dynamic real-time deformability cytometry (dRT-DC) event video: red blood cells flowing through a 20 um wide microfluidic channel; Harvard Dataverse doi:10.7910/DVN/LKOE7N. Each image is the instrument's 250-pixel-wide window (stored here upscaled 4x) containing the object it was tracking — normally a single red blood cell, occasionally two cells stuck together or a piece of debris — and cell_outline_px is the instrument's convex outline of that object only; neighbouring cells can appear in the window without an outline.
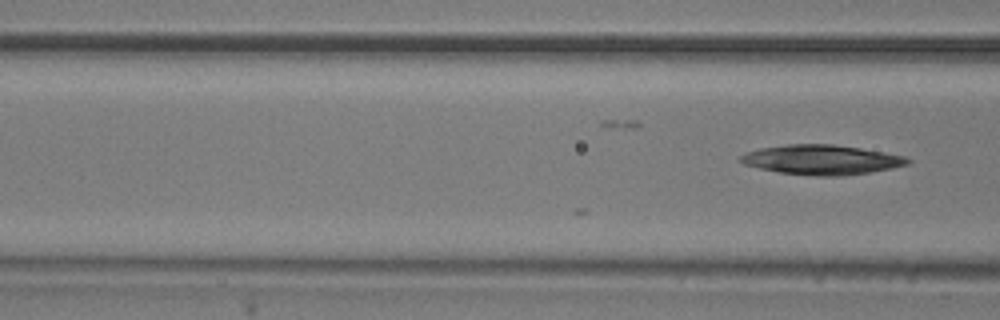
{"species": "common noctule bat (a hibernating species)", "species_latin": "Nyctalus noctula", "temperature_condition": "room temperature", "stored_images_in_passage": 3, "camera_frame_rate_fps": 3000, "um_per_image_px": 0.085, "animal": {"sex": "male", "body_mass_g": 20.5, "forearm_length_mm": 52.5}, "frame": {"image": 1, "passage_image": 3, "time_ms": 0.667, "image_size_px": [1000, 320], "cell_outline_px": [[912, 160], [908, 164], [892, 168], [872, 172], [840, 176], [816, 176], [780, 172], [760, 168], [744, 164], [740, 160], [740, 156], [748, 152], [760, 148], [788, 144], [832, 144], [860, 148], [884, 152], [904, 156]], "centroid_in_image_um": [69.87, 13.58], "position_along_channel_um": 96.7, "area_um2": 28.73}}